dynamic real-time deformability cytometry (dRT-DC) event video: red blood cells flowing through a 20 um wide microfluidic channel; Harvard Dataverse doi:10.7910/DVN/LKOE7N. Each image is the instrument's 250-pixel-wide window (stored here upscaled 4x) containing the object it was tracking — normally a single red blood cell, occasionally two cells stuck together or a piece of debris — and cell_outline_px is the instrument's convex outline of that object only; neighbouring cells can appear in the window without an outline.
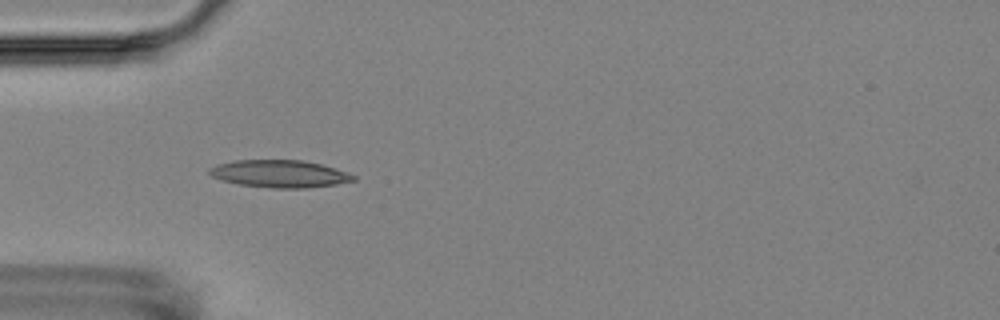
{"species": "Egyptian fruit bat (a non-hibernating species)", "species_latin": "Rousettus aegyptiacus", "temperature_condition": "room temperature", "stored_images_in_passage": 4, "camera_frame_rate_fps": 3000, "um_per_image_px": 0.085, "animal": {"sex": "female"}, "frame": {"image": 1, "passage_image": 3, "time_ms": 2.333, "image_size_px": [1000, 320], "cell_outline_px": [[356, 180], [336, 184], [308, 188], [272, 188], [236, 184], [220, 180], [212, 176], [208, 172], [208, 168], [216, 164], [232, 160], [304, 160], [320, 164], [348, 172], [356, 176]], "centroid_in_image_um": [23.73, 14.77], "position_along_channel_um": 61.3, "area_um2": 23.24}}
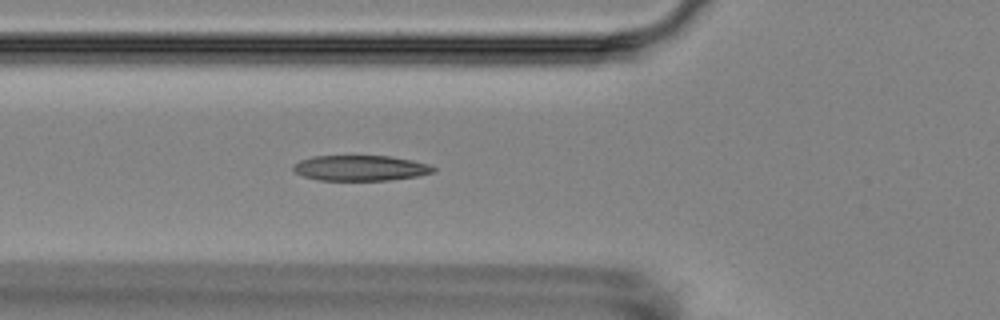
{"frame": {"image": 2, "passage_image": 4, "time_ms": 3.333, "image_size_px": [1000, 320], "cell_outline_px": [[436, 172], [416, 176], [388, 180], [320, 180], [304, 176], [296, 172], [292, 168], [292, 164], [300, 160], [312, 156], [392, 156], [412, 160], [428, 164], [436, 168]], "centroid_in_image_um": [30.64, 14.27], "position_along_channel_um": 95.2, "area_um2": 20.75}}